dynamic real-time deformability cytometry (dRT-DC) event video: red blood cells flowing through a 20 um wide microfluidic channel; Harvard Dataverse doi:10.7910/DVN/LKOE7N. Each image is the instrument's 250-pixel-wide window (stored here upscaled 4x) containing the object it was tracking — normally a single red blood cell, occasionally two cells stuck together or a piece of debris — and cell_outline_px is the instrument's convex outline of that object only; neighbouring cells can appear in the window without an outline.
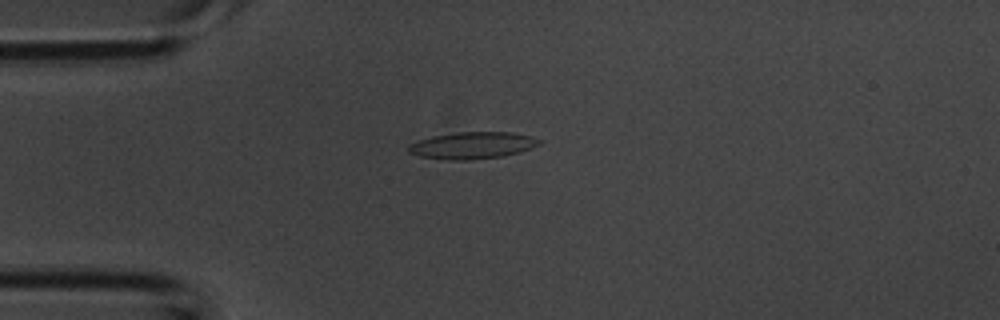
{"species": "common noctule bat (a hibernating species)", "species_latin": "Nyctalus noctula", "temperature_condition": "room temperature", "stored_images_in_passage": 42, "camera_frame_rate_fps": 3000, "um_per_image_px": 0.085, "animal": {"sex": "male", "body_mass_g": 20.1, "forearm_length_mm": 53.5}, "frame": {"image": 1, "passage_image": 10, "time_ms": 3.0, "image_size_px": [1000, 320], "cell_outline_px": [[544, 140], [540, 144], [532, 148], [520, 152], [504, 156], [464, 160], [452, 160], [420, 156], [408, 152], [408, 144], [432, 136], [456, 132], [512, 132], [532, 136]], "centroid_in_image_um": [40.21, 12.35], "position_along_channel_um": 44.8, "area_um2": 20.52}}
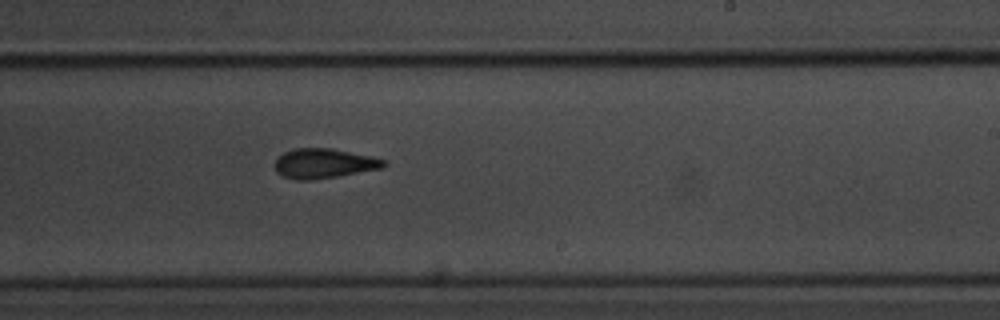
{"frame": {"image": 2, "passage_image": 25, "time_ms": 8.0, "image_size_px": [1000, 320], "cell_outline_px": [[388, 164], [384, 168], [312, 180], [296, 180], [284, 176], [276, 172], [276, 160], [284, 152], [292, 148], [332, 148], [372, 156], [384, 160]], "centroid_in_image_um": [27.56, 13.88], "position_along_channel_um": 261.4, "area_um2": 18.84}}
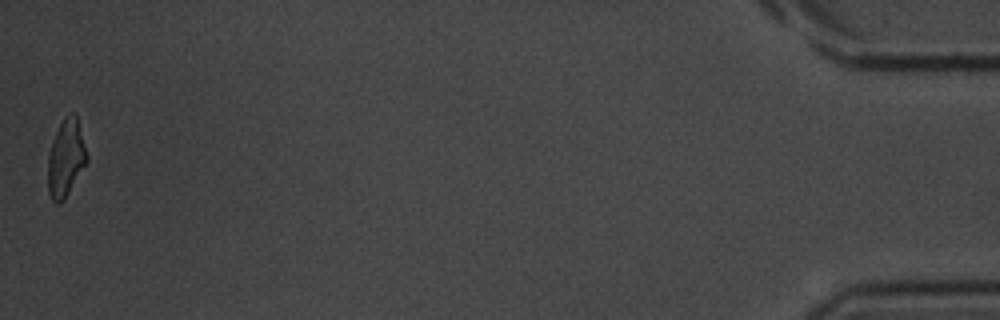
{"frame": {"image": 3, "passage_image": 42, "time_ms": 13.667, "image_size_px": [1000, 320], "cell_outline_px": [[88, 160], [64, 200], [60, 204], [56, 204], [52, 200], [48, 192], [48, 156], [52, 140], [64, 116], [72, 112], [76, 112], [88, 156]], "centroid_in_image_um": [5.6, 13.43], "position_along_channel_um": 429.6, "area_um2": 17.63}}